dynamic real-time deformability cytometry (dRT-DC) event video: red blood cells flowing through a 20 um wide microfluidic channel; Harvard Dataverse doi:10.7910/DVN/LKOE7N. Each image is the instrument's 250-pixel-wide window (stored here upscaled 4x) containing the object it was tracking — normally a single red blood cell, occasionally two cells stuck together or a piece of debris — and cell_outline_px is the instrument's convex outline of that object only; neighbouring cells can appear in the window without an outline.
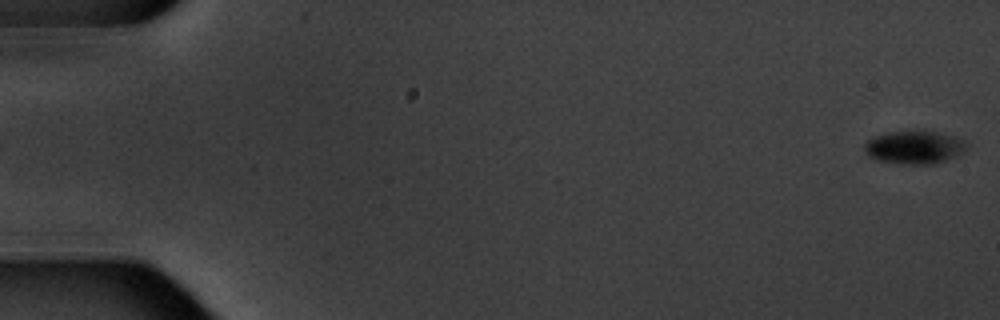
{"species": "common noctule bat (a hibernating species)", "species_latin": "Nyctalus noctula", "temperature_condition": "warm", "stored_images_in_passage": 6, "segment_of_instrument_passage": [2, 2], "camera_frame_rate_fps": 3000, "um_per_image_px": 0.085, "animal": {"sex": "male", "body_mass_g": 20.1, "forearm_length_mm": 53.5}, "frame": {"image": 1, "passage_image": 6, "time_ms": 6.0, "image_size_px": [1000, 320], "cell_outline_px": [[968, 148], [956, 156], [936, 164], [896, 164], [876, 160], [868, 156], [864, 152], [864, 144], [868, 140], [876, 136], [888, 132], [936, 132], [952, 136], [964, 140], [968, 144]], "centroid_in_image_um": [77.7, 12.55], "position_along_channel_um": 7.3, "area_um2": 19.65}}